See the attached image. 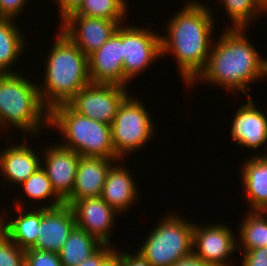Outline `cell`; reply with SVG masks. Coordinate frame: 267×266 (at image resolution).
Segmentation results:
<instances>
[{"instance_id": "21", "label": "cell", "mask_w": 267, "mask_h": 266, "mask_svg": "<svg viewBox=\"0 0 267 266\" xmlns=\"http://www.w3.org/2000/svg\"><path fill=\"white\" fill-rule=\"evenodd\" d=\"M20 201H16L14 205L19 212L17 218H12L10 221L3 219V215L0 214V230L19 248L27 250L32 248L36 244L38 236V226L42 218V207L33 211L24 210ZM24 211V212H23Z\"/></svg>"}, {"instance_id": "12", "label": "cell", "mask_w": 267, "mask_h": 266, "mask_svg": "<svg viewBox=\"0 0 267 266\" xmlns=\"http://www.w3.org/2000/svg\"><path fill=\"white\" fill-rule=\"evenodd\" d=\"M122 23L98 17L69 15L60 23V28L88 57L98 50Z\"/></svg>"}, {"instance_id": "34", "label": "cell", "mask_w": 267, "mask_h": 266, "mask_svg": "<svg viewBox=\"0 0 267 266\" xmlns=\"http://www.w3.org/2000/svg\"><path fill=\"white\" fill-rule=\"evenodd\" d=\"M120 266H152L141 254H129L120 252Z\"/></svg>"}, {"instance_id": "4", "label": "cell", "mask_w": 267, "mask_h": 266, "mask_svg": "<svg viewBox=\"0 0 267 266\" xmlns=\"http://www.w3.org/2000/svg\"><path fill=\"white\" fill-rule=\"evenodd\" d=\"M12 125L26 133L38 134L49 127V110L43 105L38 84L17 72L0 73V129Z\"/></svg>"}, {"instance_id": "19", "label": "cell", "mask_w": 267, "mask_h": 266, "mask_svg": "<svg viewBox=\"0 0 267 266\" xmlns=\"http://www.w3.org/2000/svg\"><path fill=\"white\" fill-rule=\"evenodd\" d=\"M241 179L251 211H267V156L257 155L245 160Z\"/></svg>"}, {"instance_id": "7", "label": "cell", "mask_w": 267, "mask_h": 266, "mask_svg": "<svg viewBox=\"0 0 267 266\" xmlns=\"http://www.w3.org/2000/svg\"><path fill=\"white\" fill-rule=\"evenodd\" d=\"M146 109L139 99L129 94L120 103L111 125L112 144L119 159L144 147L153 136L154 124Z\"/></svg>"}, {"instance_id": "15", "label": "cell", "mask_w": 267, "mask_h": 266, "mask_svg": "<svg viewBox=\"0 0 267 266\" xmlns=\"http://www.w3.org/2000/svg\"><path fill=\"white\" fill-rule=\"evenodd\" d=\"M76 226L75 215L70 205L42 207L38 236L32 248L59 253Z\"/></svg>"}, {"instance_id": "24", "label": "cell", "mask_w": 267, "mask_h": 266, "mask_svg": "<svg viewBox=\"0 0 267 266\" xmlns=\"http://www.w3.org/2000/svg\"><path fill=\"white\" fill-rule=\"evenodd\" d=\"M248 212L238 229L241 243L237 244V250L243 248L241 252L267 246V211Z\"/></svg>"}, {"instance_id": "20", "label": "cell", "mask_w": 267, "mask_h": 266, "mask_svg": "<svg viewBox=\"0 0 267 266\" xmlns=\"http://www.w3.org/2000/svg\"><path fill=\"white\" fill-rule=\"evenodd\" d=\"M128 169L119 165H112L107 173L102 188V199L118 213L130 208L138 194L135 180ZM132 204V205H131Z\"/></svg>"}, {"instance_id": "8", "label": "cell", "mask_w": 267, "mask_h": 266, "mask_svg": "<svg viewBox=\"0 0 267 266\" xmlns=\"http://www.w3.org/2000/svg\"><path fill=\"white\" fill-rule=\"evenodd\" d=\"M138 26H122V55L124 77L131 81L152 62L162 58L161 34Z\"/></svg>"}, {"instance_id": "31", "label": "cell", "mask_w": 267, "mask_h": 266, "mask_svg": "<svg viewBox=\"0 0 267 266\" xmlns=\"http://www.w3.org/2000/svg\"><path fill=\"white\" fill-rule=\"evenodd\" d=\"M28 0H0V14L3 17L17 18ZM26 4V5H25Z\"/></svg>"}, {"instance_id": "26", "label": "cell", "mask_w": 267, "mask_h": 266, "mask_svg": "<svg viewBox=\"0 0 267 266\" xmlns=\"http://www.w3.org/2000/svg\"><path fill=\"white\" fill-rule=\"evenodd\" d=\"M231 18L229 28L248 27L249 22L261 13H267V5L262 0H220Z\"/></svg>"}, {"instance_id": "32", "label": "cell", "mask_w": 267, "mask_h": 266, "mask_svg": "<svg viewBox=\"0 0 267 266\" xmlns=\"http://www.w3.org/2000/svg\"><path fill=\"white\" fill-rule=\"evenodd\" d=\"M111 244H103L96 252L83 260L77 266H100L103 260L114 250Z\"/></svg>"}, {"instance_id": "11", "label": "cell", "mask_w": 267, "mask_h": 266, "mask_svg": "<svg viewBox=\"0 0 267 266\" xmlns=\"http://www.w3.org/2000/svg\"><path fill=\"white\" fill-rule=\"evenodd\" d=\"M122 55V24L96 51L88 56L89 76L93 84H115L127 88Z\"/></svg>"}, {"instance_id": "1", "label": "cell", "mask_w": 267, "mask_h": 266, "mask_svg": "<svg viewBox=\"0 0 267 266\" xmlns=\"http://www.w3.org/2000/svg\"><path fill=\"white\" fill-rule=\"evenodd\" d=\"M198 2L188 1L168 20L166 37L161 35L162 57L173 53L188 87L207 65L213 44L211 32L215 28L211 9Z\"/></svg>"}, {"instance_id": "14", "label": "cell", "mask_w": 267, "mask_h": 266, "mask_svg": "<svg viewBox=\"0 0 267 266\" xmlns=\"http://www.w3.org/2000/svg\"><path fill=\"white\" fill-rule=\"evenodd\" d=\"M71 208L78 228L85 230L102 244H111L110 232L118 212L101 196L79 199L71 205Z\"/></svg>"}, {"instance_id": "2", "label": "cell", "mask_w": 267, "mask_h": 266, "mask_svg": "<svg viewBox=\"0 0 267 266\" xmlns=\"http://www.w3.org/2000/svg\"><path fill=\"white\" fill-rule=\"evenodd\" d=\"M245 31L246 28L224 29L216 44H212L206 67L189 86L199 79L244 94L249 84L266 78L267 59L261 58Z\"/></svg>"}, {"instance_id": "16", "label": "cell", "mask_w": 267, "mask_h": 266, "mask_svg": "<svg viewBox=\"0 0 267 266\" xmlns=\"http://www.w3.org/2000/svg\"><path fill=\"white\" fill-rule=\"evenodd\" d=\"M247 101L236 110L230 134L238 146L255 151L267 142V116L254 106L251 99Z\"/></svg>"}, {"instance_id": "28", "label": "cell", "mask_w": 267, "mask_h": 266, "mask_svg": "<svg viewBox=\"0 0 267 266\" xmlns=\"http://www.w3.org/2000/svg\"><path fill=\"white\" fill-rule=\"evenodd\" d=\"M0 266H25V250L0 230Z\"/></svg>"}, {"instance_id": "5", "label": "cell", "mask_w": 267, "mask_h": 266, "mask_svg": "<svg viewBox=\"0 0 267 266\" xmlns=\"http://www.w3.org/2000/svg\"><path fill=\"white\" fill-rule=\"evenodd\" d=\"M56 127L65 139L61 145L80 156L118 159L112 144L111 125L75 112L68 104L49 111V127Z\"/></svg>"}, {"instance_id": "30", "label": "cell", "mask_w": 267, "mask_h": 266, "mask_svg": "<svg viewBox=\"0 0 267 266\" xmlns=\"http://www.w3.org/2000/svg\"><path fill=\"white\" fill-rule=\"evenodd\" d=\"M243 253L242 266H267V246Z\"/></svg>"}, {"instance_id": "10", "label": "cell", "mask_w": 267, "mask_h": 266, "mask_svg": "<svg viewBox=\"0 0 267 266\" xmlns=\"http://www.w3.org/2000/svg\"><path fill=\"white\" fill-rule=\"evenodd\" d=\"M236 240L231 228L224 224L199 227L194 223L193 254L205 263L213 266H230L226 258L237 252Z\"/></svg>"}, {"instance_id": "29", "label": "cell", "mask_w": 267, "mask_h": 266, "mask_svg": "<svg viewBox=\"0 0 267 266\" xmlns=\"http://www.w3.org/2000/svg\"><path fill=\"white\" fill-rule=\"evenodd\" d=\"M25 266H62L58 253L30 248L25 250Z\"/></svg>"}, {"instance_id": "9", "label": "cell", "mask_w": 267, "mask_h": 266, "mask_svg": "<svg viewBox=\"0 0 267 266\" xmlns=\"http://www.w3.org/2000/svg\"><path fill=\"white\" fill-rule=\"evenodd\" d=\"M127 95L123 86L91 83L67 104L80 115L112 125L118 107Z\"/></svg>"}, {"instance_id": "13", "label": "cell", "mask_w": 267, "mask_h": 266, "mask_svg": "<svg viewBox=\"0 0 267 266\" xmlns=\"http://www.w3.org/2000/svg\"><path fill=\"white\" fill-rule=\"evenodd\" d=\"M43 160L41 166L50 179L54 192L65 202L74 188L80 155L61 144H53L52 147L47 146Z\"/></svg>"}, {"instance_id": "35", "label": "cell", "mask_w": 267, "mask_h": 266, "mask_svg": "<svg viewBox=\"0 0 267 266\" xmlns=\"http://www.w3.org/2000/svg\"><path fill=\"white\" fill-rule=\"evenodd\" d=\"M172 266H213L205 263L202 259L196 257L193 253L189 256L181 258L176 261Z\"/></svg>"}, {"instance_id": "18", "label": "cell", "mask_w": 267, "mask_h": 266, "mask_svg": "<svg viewBox=\"0 0 267 266\" xmlns=\"http://www.w3.org/2000/svg\"><path fill=\"white\" fill-rule=\"evenodd\" d=\"M13 145L15 146L10 145L2 150L0 171L6 178L5 181L20 185L41 167L42 161L26 142Z\"/></svg>"}, {"instance_id": "3", "label": "cell", "mask_w": 267, "mask_h": 266, "mask_svg": "<svg viewBox=\"0 0 267 266\" xmlns=\"http://www.w3.org/2000/svg\"><path fill=\"white\" fill-rule=\"evenodd\" d=\"M56 37L46 61L45 82L38 85L43 105L49 111L57 105L67 104L92 83L88 57L61 30Z\"/></svg>"}, {"instance_id": "36", "label": "cell", "mask_w": 267, "mask_h": 266, "mask_svg": "<svg viewBox=\"0 0 267 266\" xmlns=\"http://www.w3.org/2000/svg\"><path fill=\"white\" fill-rule=\"evenodd\" d=\"M100 266H120V252L114 249L101 263Z\"/></svg>"}, {"instance_id": "25", "label": "cell", "mask_w": 267, "mask_h": 266, "mask_svg": "<svg viewBox=\"0 0 267 266\" xmlns=\"http://www.w3.org/2000/svg\"><path fill=\"white\" fill-rule=\"evenodd\" d=\"M125 0H83L79 9L71 15L98 17L114 22H123L127 14Z\"/></svg>"}, {"instance_id": "23", "label": "cell", "mask_w": 267, "mask_h": 266, "mask_svg": "<svg viewBox=\"0 0 267 266\" xmlns=\"http://www.w3.org/2000/svg\"><path fill=\"white\" fill-rule=\"evenodd\" d=\"M103 244L77 226L70 233L59 254L62 266H77Z\"/></svg>"}, {"instance_id": "6", "label": "cell", "mask_w": 267, "mask_h": 266, "mask_svg": "<svg viewBox=\"0 0 267 266\" xmlns=\"http://www.w3.org/2000/svg\"><path fill=\"white\" fill-rule=\"evenodd\" d=\"M171 214L153 228L138 251L152 266H172L193 253L194 223Z\"/></svg>"}, {"instance_id": "22", "label": "cell", "mask_w": 267, "mask_h": 266, "mask_svg": "<svg viewBox=\"0 0 267 266\" xmlns=\"http://www.w3.org/2000/svg\"><path fill=\"white\" fill-rule=\"evenodd\" d=\"M14 22L11 17H0V73H14L11 66H14L27 44Z\"/></svg>"}, {"instance_id": "33", "label": "cell", "mask_w": 267, "mask_h": 266, "mask_svg": "<svg viewBox=\"0 0 267 266\" xmlns=\"http://www.w3.org/2000/svg\"><path fill=\"white\" fill-rule=\"evenodd\" d=\"M59 7L61 22L69 15L75 13L81 6L83 0H56Z\"/></svg>"}, {"instance_id": "17", "label": "cell", "mask_w": 267, "mask_h": 266, "mask_svg": "<svg viewBox=\"0 0 267 266\" xmlns=\"http://www.w3.org/2000/svg\"><path fill=\"white\" fill-rule=\"evenodd\" d=\"M112 161L117 159L80 156L74 188L64 204L71 206L79 199L101 196L107 173L115 163Z\"/></svg>"}, {"instance_id": "27", "label": "cell", "mask_w": 267, "mask_h": 266, "mask_svg": "<svg viewBox=\"0 0 267 266\" xmlns=\"http://www.w3.org/2000/svg\"><path fill=\"white\" fill-rule=\"evenodd\" d=\"M19 186H22L25 195L33 200L43 201V199L47 200L48 198H53L51 199L53 202H51L49 206L43 204V206L40 207L54 208L64 204V202L54 192L51 181L42 166Z\"/></svg>"}]
</instances>
